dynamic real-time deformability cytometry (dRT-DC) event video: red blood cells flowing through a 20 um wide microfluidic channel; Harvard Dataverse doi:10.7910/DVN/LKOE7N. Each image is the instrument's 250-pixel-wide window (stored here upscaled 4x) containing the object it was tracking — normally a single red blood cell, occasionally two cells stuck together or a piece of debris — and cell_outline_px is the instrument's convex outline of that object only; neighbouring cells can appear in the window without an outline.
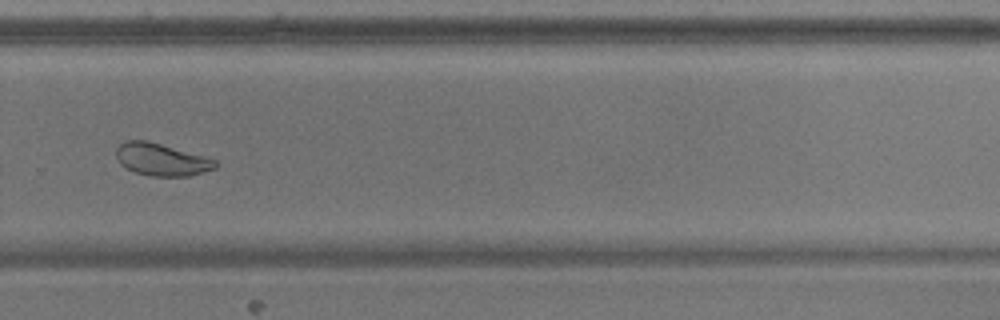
{"species": "common noctule bat (a hibernating species)", "species_latin": "Nyctalus noctula", "temperature_condition": "warm", "stored_images_in_passage": 38, "camera_frame_rate_fps": 3000, "um_per_image_px": 0.085, "animal": {"sex": "male", "body_mass_g": 17.9}, "frame": {"image": 1, "passage_image": 22, "time_ms": 7.0, "image_size_px": [1000, 320], "cell_outline_px": [[220, 164], [216, 168], [204, 172], [188, 176], [148, 176], [136, 172], [120, 164], [116, 156], [116, 148], [124, 140], [148, 140], [204, 156], [216, 160]], "centroid_in_image_um": [13.74, 13.55], "position_along_channel_um": 316.1, "area_um2": 18.79}}
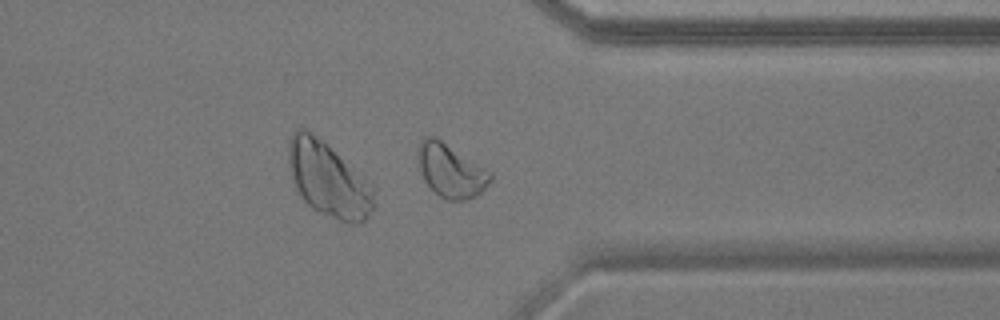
{"frame": {"image": 2, "passage_image": 27, "time_ms": 8.667, "image_size_px": [1000, 320], "cell_outline_px": [[492, 180], [480, 192], [468, 200], [448, 200], [440, 196], [424, 180], [420, 172], [416, 152], [420, 140], [424, 136], [436, 136], [492, 172]], "centroid_in_image_um": [38.29, 14.46], "position_along_channel_um": 373.1, "area_um2": 22.66}, "authors_computed_cell_mechanics": {"area_um2": 19.3341, "velocity_mm_per_s": 3.6505, "shape_relaxation_time_tau1_ms": null, "shape_relaxation_time_tau2_ms": 2.234, "deformation_change_tau1": null, "deformation_change_tau2": 0.0645}}